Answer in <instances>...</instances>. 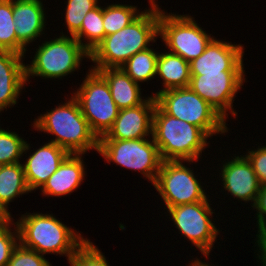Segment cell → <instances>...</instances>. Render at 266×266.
Instances as JSON below:
<instances>
[{"label": "cell", "instance_id": "cell-1", "mask_svg": "<svg viewBox=\"0 0 266 266\" xmlns=\"http://www.w3.org/2000/svg\"><path fill=\"white\" fill-rule=\"evenodd\" d=\"M159 37V12L144 9L128 26L107 35L90 53V69L120 68L129 58L153 45Z\"/></svg>", "mask_w": 266, "mask_h": 266}, {"label": "cell", "instance_id": "cell-31", "mask_svg": "<svg viewBox=\"0 0 266 266\" xmlns=\"http://www.w3.org/2000/svg\"><path fill=\"white\" fill-rule=\"evenodd\" d=\"M44 256L19 243L13 250L7 266H52Z\"/></svg>", "mask_w": 266, "mask_h": 266}, {"label": "cell", "instance_id": "cell-11", "mask_svg": "<svg viewBox=\"0 0 266 266\" xmlns=\"http://www.w3.org/2000/svg\"><path fill=\"white\" fill-rule=\"evenodd\" d=\"M183 163V161L161 163L153 186L163 199L166 208L204 201L209 197L202 185L203 182L194 175L192 168Z\"/></svg>", "mask_w": 266, "mask_h": 266}, {"label": "cell", "instance_id": "cell-22", "mask_svg": "<svg viewBox=\"0 0 266 266\" xmlns=\"http://www.w3.org/2000/svg\"><path fill=\"white\" fill-rule=\"evenodd\" d=\"M32 193L21 163L0 165V205L8 212L11 202L21 195Z\"/></svg>", "mask_w": 266, "mask_h": 266}, {"label": "cell", "instance_id": "cell-8", "mask_svg": "<svg viewBox=\"0 0 266 266\" xmlns=\"http://www.w3.org/2000/svg\"><path fill=\"white\" fill-rule=\"evenodd\" d=\"M135 140L99 139L98 151L107 163L140 172L154 185L162 159L153 137Z\"/></svg>", "mask_w": 266, "mask_h": 266}, {"label": "cell", "instance_id": "cell-13", "mask_svg": "<svg viewBox=\"0 0 266 266\" xmlns=\"http://www.w3.org/2000/svg\"><path fill=\"white\" fill-rule=\"evenodd\" d=\"M233 156L231 157L233 159L226 158L223 162L221 161L222 165L219 164L220 167L222 166L221 173L218 172L221 178L219 180L222 181L221 186H223L220 192L227 191L228 195L230 194L241 203L242 201L245 204L251 202L252 207L261 189V184L248 159L243 154Z\"/></svg>", "mask_w": 266, "mask_h": 266}, {"label": "cell", "instance_id": "cell-14", "mask_svg": "<svg viewBox=\"0 0 266 266\" xmlns=\"http://www.w3.org/2000/svg\"><path fill=\"white\" fill-rule=\"evenodd\" d=\"M244 45L213 39L205 51L190 64L191 75L220 73L221 71H245Z\"/></svg>", "mask_w": 266, "mask_h": 266}, {"label": "cell", "instance_id": "cell-23", "mask_svg": "<svg viewBox=\"0 0 266 266\" xmlns=\"http://www.w3.org/2000/svg\"><path fill=\"white\" fill-rule=\"evenodd\" d=\"M158 55L159 51L149 47L129 58L121 68L135 83H148L156 78Z\"/></svg>", "mask_w": 266, "mask_h": 266}, {"label": "cell", "instance_id": "cell-30", "mask_svg": "<svg viewBox=\"0 0 266 266\" xmlns=\"http://www.w3.org/2000/svg\"><path fill=\"white\" fill-rule=\"evenodd\" d=\"M13 220L0 223V266H7L13 250L19 244L18 229Z\"/></svg>", "mask_w": 266, "mask_h": 266}, {"label": "cell", "instance_id": "cell-19", "mask_svg": "<svg viewBox=\"0 0 266 266\" xmlns=\"http://www.w3.org/2000/svg\"><path fill=\"white\" fill-rule=\"evenodd\" d=\"M83 154H69L58 169L40 188L43 196L60 197L71 195L85 179Z\"/></svg>", "mask_w": 266, "mask_h": 266}, {"label": "cell", "instance_id": "cell-12", "mask_svg": "<svg viewBox=\"0 0 266 266\" xmlns=\"http://www.w3.org/2000/svg\"><path fill=\"white\" fill-rule=\"evenodd\" d=\"M246 71H221L220 73L191 75L189 88L215 108L226 120L228 113L236 119L233 107L235 96L244 85ZM228 112V113H227Z\"/></svg>", "mask_w": 266, "mask_h": 266}, {"label": "cell", "instance_id": "cell-37", "mask_svg": "<svg viewBox=\"0 0 266 266\" xmlns=\"http://www.w3.org/2000/svg\"><path fill=\"white\" fill-rule=\"evenodd\" d=\"M148 3L150 4L149 5L150 8H148V10H154V11H157V12L165 11L164 9L162 10L158 4H156L157 3L156 0H149Z\"/></svg>", "mask_w": 266, "mask_h": 266}, {"label": "cell", "instance_id": "cell-6", "mask_svg": "<svg viewBox=\"0 0 266 266\" xmlns=\"http://www.w3.org/2000/svg\"><path fill=\"white\" fill-rule=\"evenodd\" d=\"M155 99L167 114L201 128L211 139L229 131L226 119L189 87L160 92Z\"/></svg>", "mask_w": 266, "mask_h": 266}, {"label": "cell", "instance_id": "cell-17", "mask_svg": "<svg viewBox=\"0 0 266 266\" xmlns=\"http://www.w3.org/2000/svg\"><path fill=\"white\" fill-rule=\"evenodd\" d=\"M31 145L26 141L23 156L26 158L22 165L29 189L33 192L40 189L48 178L58 169L59 165L69 155L62 147L50 141L44 143L34 152L29 153ZM27 153L29 155L27 156Z\"/></svg>", "mask_w": 266, "mask_h": 266}, {"label": "cell", "instance_id": "cell-2", "mask_svg": "<svg viewBox=\"0 0 266 266\" xmlns=\"http://www.w3.org/2000/svg\"><path fill=\"white\" fill-rule=\"evenodd\" d=\"M65 101L37 116L31 124L33 129L54 135L55 139L48 141L62 147L69 154L84 155L90 150L98 151L99 139L83 116L77 99L71 95Z\"/></svg>", "mask_w": 266, "mask_h": 266}, {"label": "cell", "instance_id": "cell-28", "mask_svg": "<svg viewBox=\"0 0 266 266\" xmlns=\"http://www.w3.org/2000/svg\"><path fill=\"white\" fill-rule=\"evenodd\" d=\"M65 2L64 20L69 36H73L81 28L86 14L100 4L99 0H67Z\"/></svg>", "mask_w": 266, "mask_h": 266}, {"label": "cell", "instance_id": "cell-32", "mask_svg": "<svg viewBox=\"0 0 266 266\" xmlns=\"http://www.w3.org/2000/svg\"><path fill=\"white\" fill-rule=\"evenodd\" d=\"M257 147L253 150L248 149L244 156L251 163L260 184L266 185V143Z\"/></svg>", "mask_w": 266, "mask_h": 266}, {"label": "cell", "instance_id": "cell-35", "mask_svg": "<svg viewBox=\"0 0 266 266\" xmlns=\"http://www.w3.org/2000/svg\"><path fill=\"white\" fill-rule=\"evenodd\" d=\"M12 219V215L0 205V223H4Z\"/></svg>", "mask_w": 266, "mask_h": 266}, {"label": "cell", "instance_id": "cell-34", "mask_svg": "<svg viewBox=\"0 0 266 266\" xmlns=\"http://www.w3.org/2000/svg\"><path fill=\"white\" fill-rule=\"evenodd\" d=\"M254 241H256L254 247H258L256 249L258 250L256 258H258L259 261H256L261 263L260 266H266V229L260 233Z\"/></svg>", "mask_w": 266, "mask_h": 266}, {"label": "cell", "instance_id": "cell-7", "mask_svg": "<svg viewBox=\"0 0 266 266\" xmlns=\"http://www.w3.org/2000/svg\"><path fill=\"white\" fill-rule=\"evenodd\" d=\"M85 76L72 95L99 139L112 128L120 109L112 98L108 83L97 71L89 68Z\"/></svg>", "mask_w": 266, "mask_h": 266}, {"label": "cell", "instance_id": "cell-27", "mask_svg": "<svg viewBox=\"0 0 266 266\" xmlns=\"http://www.w3.org/2000/svg\"><path fill=\"white\" fill-rule=\"evenodd\" d=\"M19 135L0 126V165L21 162L26 140Z\"/></svg>", "mask_w": 266, "mask_h": 266}, {"label": "cell", "instance_id": "cell-4", "mask_svg": "<svg viewBox=\"0 0 266 266\" xmlns=\"http://www.w3.org/2000/svg\"><path fill=\"white\" fill-rule=\"evenodd\" d=\"M152 137L162 161H184L189 165L202 158L210 143V137L201 128L167 114L157 103Z\"/></svg>", "mask_w": 266, "mask_h": 266}, {"label": "cell", "instance_id": "cell-36", "mask_svg": "<svg viewBox=\"0 0 266 266\" xmlns=\"http://www.w3.org/2000/svg\"><path fill=\"white\" fill-rule=\"evenodd\" d=\"M195 259V260H194ZM192 259L191 263L188 264V266H213L214 264L211 263V265L207 262H205V259L203 261H201L199 258H194Z\"/></svg>", "mask_w": 266, "mask_h": 266}, {"label": "cell", "instance_id": "cell-25", "mask_svg": "<svg viewBox=\"0 0 266 266\" xmlns=\"http://www.w3.org/2000/svg\"><path fill=\"white\" fill-rule=\"evenodd\" d=\"M106 6H103V26L105 29V36L120 31L143 13V11L140 12L138 6L120 4L119 2L118 4L111 3Z\"/></svg>", "mask_w": 266, "mask_h": 266}, {"label": "cell", "instance_id": "cell-5", "mask_svg": "<svg viewBox=\"0 0 266 266\" xmlns=\"http://www.w3.org/2000/svg\"><path fill=\"white\" fill-rule=\"evenodd\" d=\"M60 34L37 46L31 63L25 64L26 84L31 76L48 80L62 79L77 71L83 59H90V53L74 36H68L63 31Z\"/></svg>", "mask_w": 266, "mask_h": 266}, {"label": "cell", "instance_id": "cell-3", "mask_svg": "<svg viewBox=\"0 0 266 266\" xmlns=\"http://www.w3.org/2000/svg\"><path fill=\"white\" fill-rule=\"evenodd\" d=\"M19 243L39 254L66 256L67 260L88 240L81 232L69 228L55 215L24 213L15 222Z\"/></svg>", "mask_w": 266, "mask_h": 266}, {"label": "cell", "instance_id": "cell-16", "mask_svg": "<svg viewBox=\"0 0 266 266\" xmlns=\"http://www.w3.org/2000/svg\"><path fill=\"white\" fill-rule=\"evenodd\" d=\"M42 0H13L17 53L25 56L29 44L45 34L47 15Z\"/></svg>", "mask_w": 266, "mask_h": 266}, {"label": "cell", "instance_id": "cell-9", "mask_svg": "<svg viewBox=\"0 0 266 266\" xmlns=\"http://www.w3.org/2000/svg\"><path fill=\"white\" fill-rule=\"evenodd\" d=\"M208 197L204 201L183 204L175 207L167 208L170 217L169 221H173L175 228L179 234L191 242V246H195L201 254L208 259L217 237L220 235V228H217L213 214L212 204ZM214 211V212H213ZM181 232V233H180Z\"/></svg>", "mask_w": 266, "mask_h": 266}, {"label": "cell", "instance_id": "cell-33", "mask_svg": "<svg viewBox=\"0 0 266 266\" xmlns=\"http://www.w3.org/2000/svg\"><path fill=\"white\" fill-rule=\"evenodd\" d=\"M253 210L256 209L257 213L255 214V220H257V237L266 229V185H261V189L257 195L256 201L252 206Z\"/></svg>", "mask_w": 266, "mask_h": 266}, {"label": "cell", "instance_id": "cell-29", "mask_svg": "<svg viewBox=\"0 0 266 266\" xmlns=\"http://www.w3.org/2000/svg\"><path fill=\"white\" fill-rule=\"evenodd\" d=\"M70 266H110L104 253L88 239L68 260Z\"/></svg>", "mask_w": 266, "mask_h": 266}, {"label": "cell", "instance_id": "cell-15", "mask_svg": "<svg viewBox=\"0 0 266 266\" xmlns=\"http://www.w3.org/2000/svg\"><path fill=\"white\" fill-rule=\"evenodd\" d=\"M156 99L152 95L140 105L121 109L112 128L99 139L135 140L152 137Z\"/></svg>", "mask_w": 266, "mask_h": 266}, {"label": "cell", "instance_id": "cell-26", "mask_svg": "<svg viewBox=\"0 0 266 266\" xmlns=\"http://www.w3.org/2000/svg\"><path fill=\"white\" fill-rule=\"evenodd\" d=\"M13 19V0H0V51L17 53V36Z\"/></svg>", "mask_w": 266, "mask_h": 266}, {"label": "cell", "instance_id": "cell-21", "mask_svg": "<svg viewBox=\"0 0 266 266\" xmlns=\"http://www.w3.org/2000/svg\"><path fill=\"white\" fill-rule=\"evenodd\" d=\"M156 76L162 79L163 89L161 87L159 91L153 93V97L169 89L188 87L191 78L190 64L179 55L166 50L159 52Z\"/></svg>", "mask_w": 266, "mask_h": 266}, {"label": "cell", "instance_id": "cell-18", "mask_svg": "<svg viewBox=\"0 0 266 266\" xmlns=\"http://www.w3.org/2000/svg\"><path fill=\"white\" fill-rule=\"evenodd\" d=\"M24 58L16 52L0 51V113L17 105L23 88L26 89Z\"/></svg>", "mask_w": 266, "mask_h": 266}, {"label": "cell", "instance_id": "cell-10", "mask_svg": "<svg viewBox=\"0 0 266 266\" xmlns=\"http://www.w3.org/2000/svg\"><path fill=\"white\" fill-rule=\"evenodd\" d=\"M159 38L168 52L181 56L187 62L198 58L215 38L203 30L189 14L159 12Z\"/></svg>", "mask_w": 266, "mask_h": 266}, {"label": "cell", "instance_id": "cell-24", "mask_svg": "<svg viewBox=\"0 0 266 266\" xmlns=\"http://www.w3.org/2000/svg\"><path fill=\"white\" fill-rule=\"evenodd\" d=\"M73 36L91 53L105 37L103 6L99 4L89 11L83 19L81 28Z\"/></svg>", "mask_w": 266, "mask_h": 266}, {"label": "cell", "instance_id": "cell-20", "mask_svg": "<svg viewBox=\"0 0 266 266\" xmlns=\"http://www.w3.org/2000/svg\"><path fill=\"white\" fill-rule=\"evenodd\" d=\"M92 70L97 71L106 80L112 98L120 110L140 105L148 98L142 96L141 85L135 83L121 67Z\"/></svg>", "mask_w": 266, "mask_h": 266}]
</instances>
